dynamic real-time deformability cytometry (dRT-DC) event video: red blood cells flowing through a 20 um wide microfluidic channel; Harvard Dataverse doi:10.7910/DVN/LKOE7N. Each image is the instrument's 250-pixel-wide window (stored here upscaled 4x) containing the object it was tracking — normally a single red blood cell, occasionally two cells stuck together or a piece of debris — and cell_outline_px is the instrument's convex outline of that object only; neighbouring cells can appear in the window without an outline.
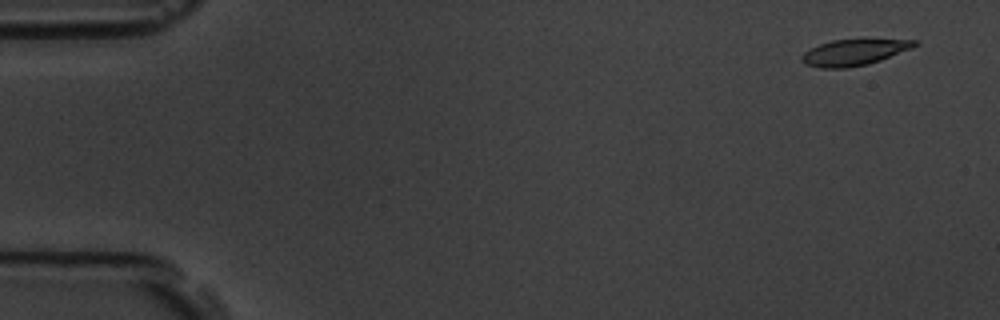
{"species": "common noctule bat (a hibernating species)", "species_latin": "Nyctalus noctula", "temperature_condition": "room temperature", "stored_images_in_passage": 5, "camera_frame_rate_fps": 3000, "um_per_image_px": 0.085, "animal": {"sex": "male", "body_mass_g": 19.5, "forearm_length_mm": 54.6}, "frame": {"image": 1, "passage_image": 1, "time_ms": 0.0, "image_size_px": [1000, 320], "cell_outline_px": [[920, 44], [912, 48], [880, 60], [868, 64], [848, 68], [820, 68], [804, 64], [800, 60], [800, 56], [804, 52], [820, 44], [832, 40], [920, 40]], "centroid_in_image_um": [72.57, 4.46], "position_along_channel_um": 12.4, "area_um2": 17.05}}
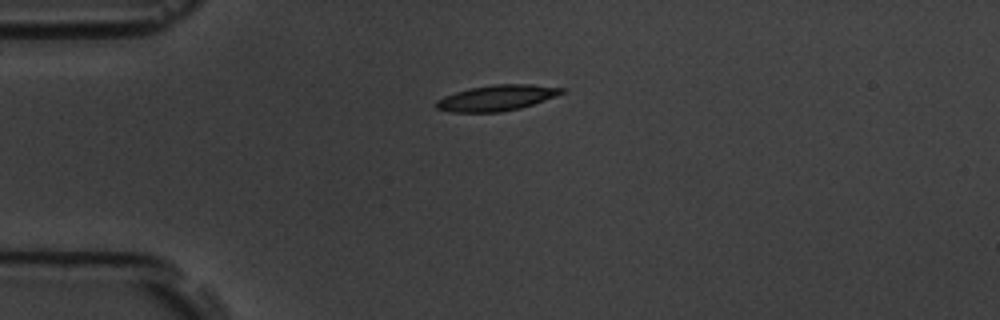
{"frame": {"image": 2, "passage_image": 4, "time_ms": 3.667, "image_size_px": [1000, 320], "cell_outline_px": [[568, 88], [564, 92], [556, 96], [520, 108], [500, 112], [452, 112], [436, 108], [436, 100], [444, 96], [468, 88], [492, 84], [532, 84]], "centroid_in_image_um": [42.24, 8.31], "position_along_channel_um": 42.8, "area_um2": 18.84}}